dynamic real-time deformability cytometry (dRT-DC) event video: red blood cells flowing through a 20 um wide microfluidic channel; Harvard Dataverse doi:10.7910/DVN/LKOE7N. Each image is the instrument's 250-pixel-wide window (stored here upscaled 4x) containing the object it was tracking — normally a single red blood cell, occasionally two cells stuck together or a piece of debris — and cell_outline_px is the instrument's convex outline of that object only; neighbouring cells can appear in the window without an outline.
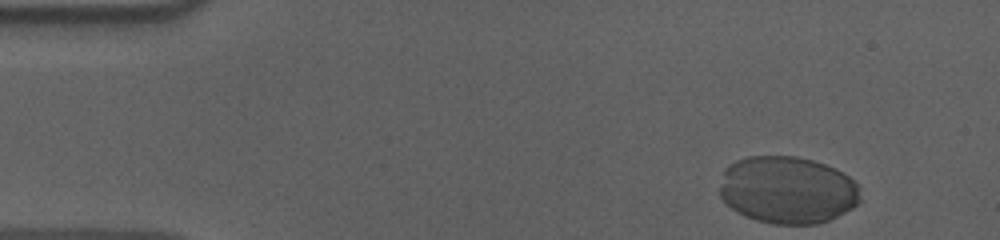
{"species": "human", "species_latin": "Homo sapiens", "temperature_condition": "cold", "stored_images_in_passage": 40, "camera_frame_rate_fps": 3000, "um_per_image_px": 0.085, "donor": {"sex": "male"}, "frame": {"image": 1, "passage_image": 1, "time_ms": 0.0, "image_size_px": [1000, 240], "cell_outline_px": [[860, 200], [852, 208], [828, 220], [816, 224], [772, 224], [756, 220], [744, 216], [736, 212], [720, 196], [720, 188], [724, 168], [728, 164], [736, 160], [748, 156], [796, 156], [812, 160], [824, 164], [848, 176], [860, 188]], "centroid_in_image_um": [66.9, 16.14], "position_along_channel_um": 18.1, "area_um2": 55.2}}
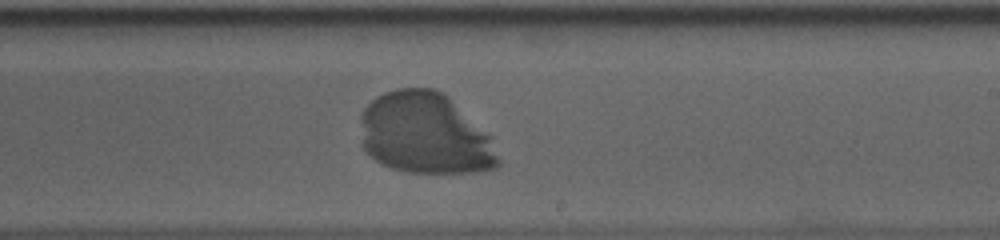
{"frame": {"image": 2, "passage_image": 29, "time_ms": 9.333, "image_size_px": [1000, 240], "cell_outline_px": [[500, 164], [496, 168], [476, 172], [404, 172], [380, 164], [360, 144], [360, 116], [364, 108], [376, 96], [384, 92], [396, 88], [432, 88], [440, 92], [492, 136], [500, 160]], "centroid_in_image_um": [36.1, 11.38], "position_along_channel_um": 252.9, "area_um2": 65.43}}